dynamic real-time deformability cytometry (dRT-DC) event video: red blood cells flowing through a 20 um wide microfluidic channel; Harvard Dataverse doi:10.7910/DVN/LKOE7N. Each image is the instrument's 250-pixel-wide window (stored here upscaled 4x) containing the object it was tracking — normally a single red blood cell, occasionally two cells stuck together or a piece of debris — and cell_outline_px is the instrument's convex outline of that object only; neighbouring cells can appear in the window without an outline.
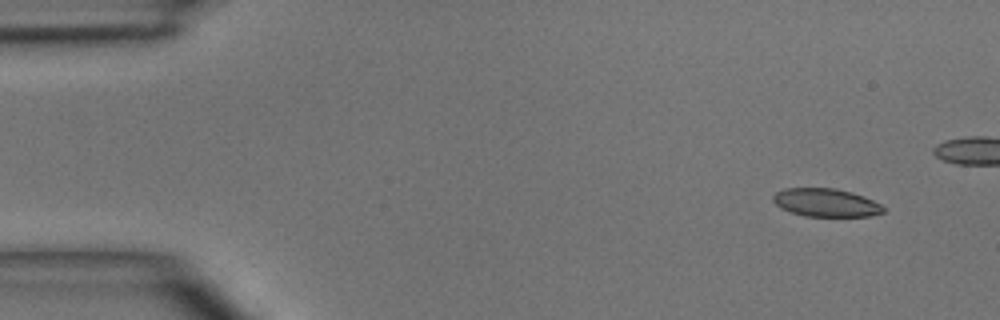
{"species": "common noctule bat (a hibernating species)", "species_latin": "Nyctalus noctula", "temperature_condition": "room temperature", "stored_images_in_passage": 4, "camera_frame_rate_fps": 3000, "um_per_image_px": 0.085, "animal": {"sex": "male", "body_mass_g": 15.6}, "frame": {"image": 1, "passage_image": 1, "time_ms": 0.0, "image_size_px": [1000, 320], "cell_outline_px": [[884, 212], [872, 216], [804, 216], [780, 208], [772, 200], [772, 196], [776, 192], [784, 188], [836, 188], [852, 192], [864, 196], [880, 204], [884, 208]], "centroid_in_image_um": [70.19, 17.22], "position_along_channel_um": 14.8, "area_um2": 18.15}}